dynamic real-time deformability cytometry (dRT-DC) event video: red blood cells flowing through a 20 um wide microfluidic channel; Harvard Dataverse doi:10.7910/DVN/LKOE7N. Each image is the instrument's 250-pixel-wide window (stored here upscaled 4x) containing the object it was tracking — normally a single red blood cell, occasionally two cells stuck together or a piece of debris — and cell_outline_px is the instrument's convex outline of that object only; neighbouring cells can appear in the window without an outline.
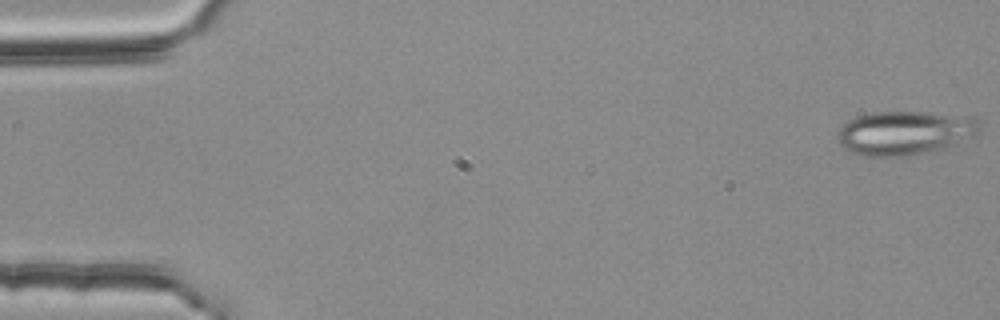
{"species": "common noctule bat (a hibernating species)", "species_latin": "Nyctalus noctula", "temperature_condition": "room temperature", "stored_images_in_passage": 17, "camera_frame_rate_fps": 3000, "um_per_image_px": 0.085, "animal": {"sex": "female", "body_mass_g": 25.1}, "frame": {"image": 1, "passage_image": 1, "time_ms": 0.0, "image_size_px": [1000, 320], "cell_outline_px": [[980, 132], [952, 148], [908, 156], [860, 156], [844, 148], [840, 144], [836, 136], [836, 132], [848, 120], [856, 116], [872, 112], [928, 112], [972, 116], [980, 120]], "centroid_in_image_um": [76.96, 11.3], "position_along_channel_um": 8.0, "area_um2": 37.28}}